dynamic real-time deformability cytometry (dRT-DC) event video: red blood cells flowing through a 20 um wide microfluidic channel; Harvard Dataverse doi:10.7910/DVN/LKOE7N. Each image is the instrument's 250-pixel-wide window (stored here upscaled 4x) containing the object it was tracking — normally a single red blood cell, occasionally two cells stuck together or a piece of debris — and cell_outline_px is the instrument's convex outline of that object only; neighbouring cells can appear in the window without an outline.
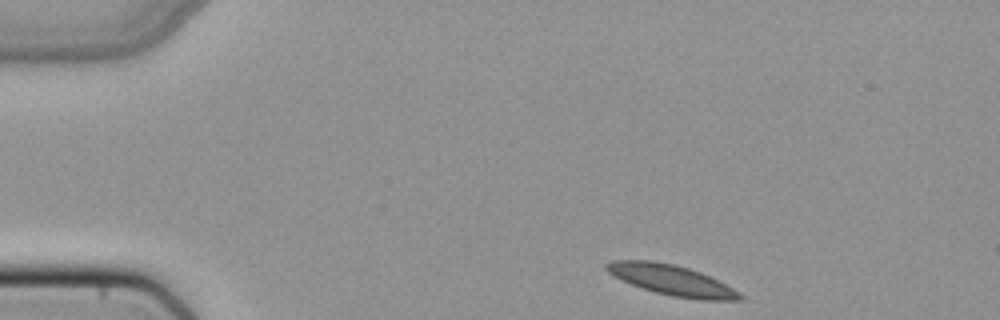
{"species": "common noctule bat (a hibernating species)", "species_latin": "Nyctalus noctula", "temperature_condition": "cold", "stored_images_in_passage": 44, "camera_frame_rate_fps": 3000, "um_per_image_px": 0.085, "animal": {"sex": "female", "body_mass_g": 22.7, "forearm_length_mm": 54.2}, "frame": {"image": 1, "passage_image": 1, "time_ms": 0.0, "image_size_px": [1000, 320], "cell_outline_px": [[748, 300], [700, 300], [672, 296], [656, 292], [632, 284], [612, 276], [604, 268], [604, 264], [612, 260], [652, 260], [672, 264], [688, 268], [700, 272], [740, 292]], "centroid_in_image_um": [57.08, 23.81], "position_along_channel_um": 27.9, "area_um2": 23.52}}
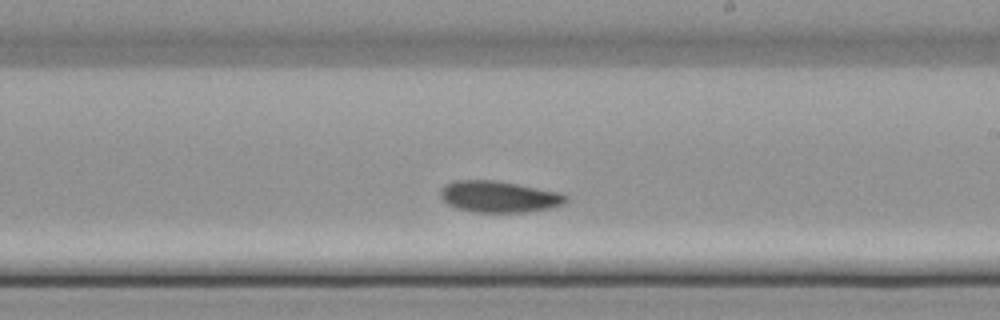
{"frame": {"image": 2, "passage_image": 23, "time_ms": 7.333, "image_size_px": [1000, 320], "cell_outline_px": [[568, 200], [564, 204], [548, 208], [524, 212], [472, 212], [456, 208], [448, 204], [440, 196], [440, 188], [444, 184], [456, 180], [492, 180], [516, 184], [560, 192], [568, 196]], "centroid_in_image_um": [42.39, 16.72], "position_along_channel_um": 246.6, "area_um2": 22.95}}
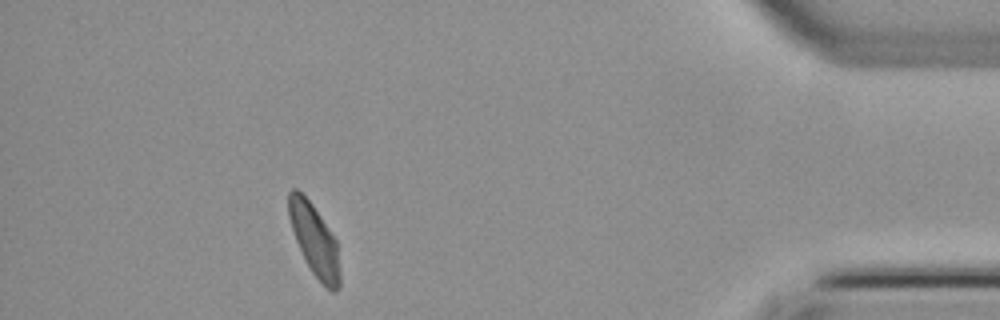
{"frame": {"image": 3, "passage_image": 39, "time_ms": 12.667, "image_size_px": [1000, 320], "cell_outline_px": [[340, 288], [336, 292], [332, 292], [312, 272], [296, 240], [288, 216], [288, 192], [292, 188], [296, 188], [312, 204], [336, 240], [340, 272]], "centroid_in_image_um": [26.73, 20.4], "position_along_channel_um": 408.5, "area_um2": 20.87}}